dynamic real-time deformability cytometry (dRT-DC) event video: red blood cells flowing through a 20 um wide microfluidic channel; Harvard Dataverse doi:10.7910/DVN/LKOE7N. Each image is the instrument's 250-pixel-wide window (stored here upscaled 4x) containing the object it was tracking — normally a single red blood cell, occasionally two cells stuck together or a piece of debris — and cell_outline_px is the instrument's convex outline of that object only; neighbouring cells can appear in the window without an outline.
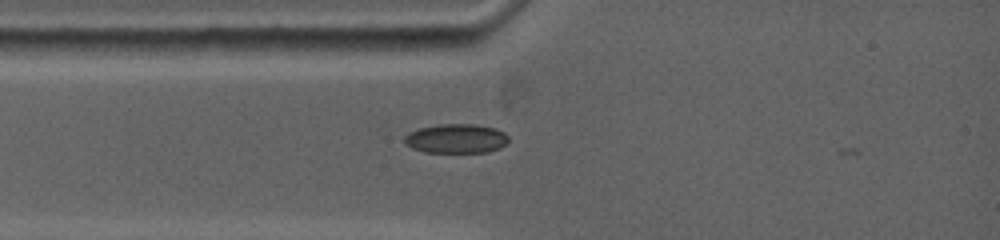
{"species": "common noctule bat (a hibernating species)", "species_latin": "Nyctalus noctula", "temperature_condition": "warm", "stored_images_in_passage": 55, "camera_frame_rate_fps": 5000, "um_per_image_px": 0.085, "animal": {"sex": "female", "body_mass_g": 19.0, "forearm_length_mm": 53.3}, "frame": {"image": 1, "passage_image": 4, "time_ms": 0.6, "image_size_px": [1000, 240], "cell_outline_px": [[508, 140], [500, 148], [488, 152], [424, 152], [412, 148], [404, 140], [404, 136], [408, 132], [420, 128], [440, 124], [472, 124], [496, 128], [504, 132], [508, 136]], "centroid_in_image_um": [38.78, 11.77], "position_along_channel_um": 46.2, "area_um2": 17.69}}
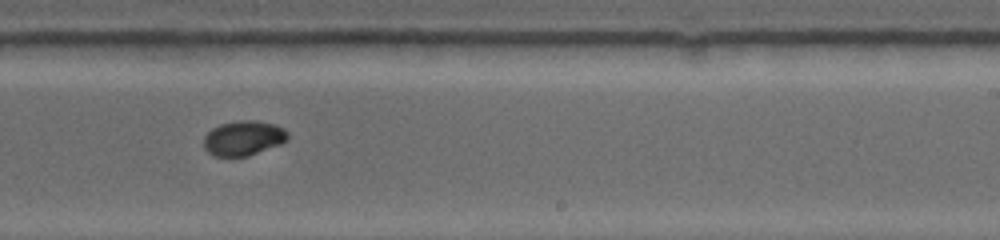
{"frame": {"image": 2, "passage_image": 33, "time_ms": 6.4, "image_size_px": [1000, 240], "cell_outline_px": [[288, 140], [280, 144], [248, 156], [216, 156], [208, 152], [204, 148], [204, 136], [212, 128], [220, 124], [244, 120], [252, 120], [272, 124], [284, 128], [288, 132]], "centroid_in_image_um": [20.69, 11.74], "position_along_channel_um": 268.3, "area_um2": 16.88}}
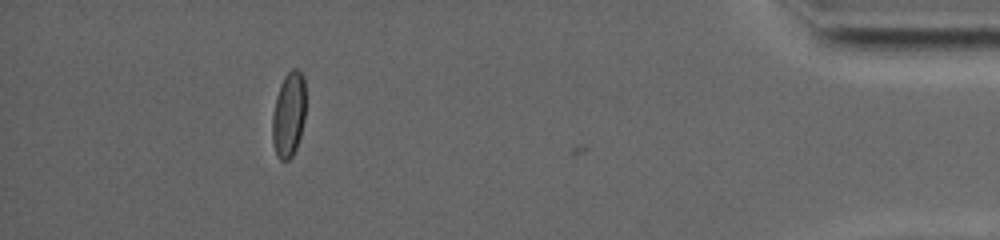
{"frame": {"image": 3, "passage_image": 54, "time_ms": 10.6, "image_size_px": [1000, 240], "cell_outline_px": [[304, 120], [300, 136], [296, 148], [292, 156], [288, 160], [280, 160], [276, 156], [272, 144], [272, 116], [276, 96], [280, 84], [284, 76], [292, 68], [296, 68], [304, 76]], "centroid_in_image_um": [24.51, 9.75], "position_along_channel_um": 410.7, "area_um2": 16.65}, "authors_computed_cell_mechanics": {"area_um2": 16.7042, "velocity_mm_per_s": 3.8317, "shape_relaxation_time_tau1_ms": 9.6315, "shape_relaxation_time_tau2_ms": 2.1111, "deformation_change_tau1": 0.234, "deformation_change_tau2": 0.0205}}